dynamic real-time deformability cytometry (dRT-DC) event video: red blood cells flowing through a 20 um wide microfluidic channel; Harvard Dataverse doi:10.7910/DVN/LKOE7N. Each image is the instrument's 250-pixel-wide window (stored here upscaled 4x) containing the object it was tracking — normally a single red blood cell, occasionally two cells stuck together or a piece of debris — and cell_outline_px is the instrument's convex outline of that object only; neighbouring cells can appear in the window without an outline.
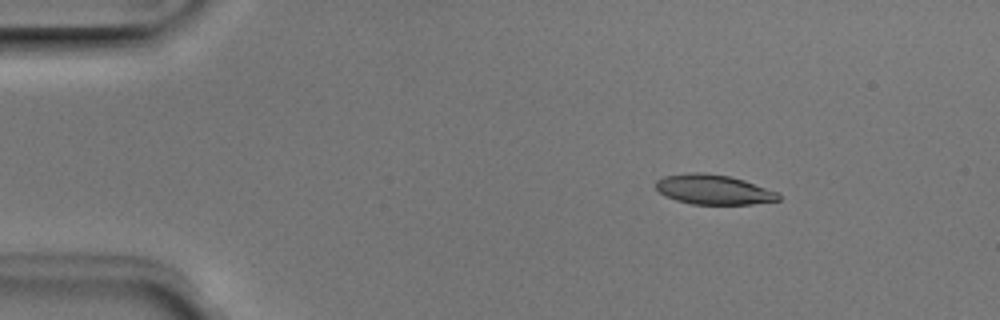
{"species": "Egyptian fruit bat (a non-hibernating species)", "species_latin": "Rousettus aegyptiacus", "temperature_condition": "room temperature", "stored_images_in_passage": 5, "camera_frame_rate_fps": 3000, "um_per_image_px": 0.085, "animal": {"sex": "male"}, "frame": {"image": 1, "passage_image": 2, "time_ms": 0.333, "image_size_px": [1000, 320], "cell_outline_px": [[780, 200], [752, 204], [692, 204], [676, 200], [664, 196], [656, 188], [656, 180], [664, 176], [688, 172], [704, 172], [728, 176], [744, 180], [780, 192]], "centroid_in_image_um": [60.66, 16.11], "position_along_channel_um": 24.3, "area_um2": 21.44}}